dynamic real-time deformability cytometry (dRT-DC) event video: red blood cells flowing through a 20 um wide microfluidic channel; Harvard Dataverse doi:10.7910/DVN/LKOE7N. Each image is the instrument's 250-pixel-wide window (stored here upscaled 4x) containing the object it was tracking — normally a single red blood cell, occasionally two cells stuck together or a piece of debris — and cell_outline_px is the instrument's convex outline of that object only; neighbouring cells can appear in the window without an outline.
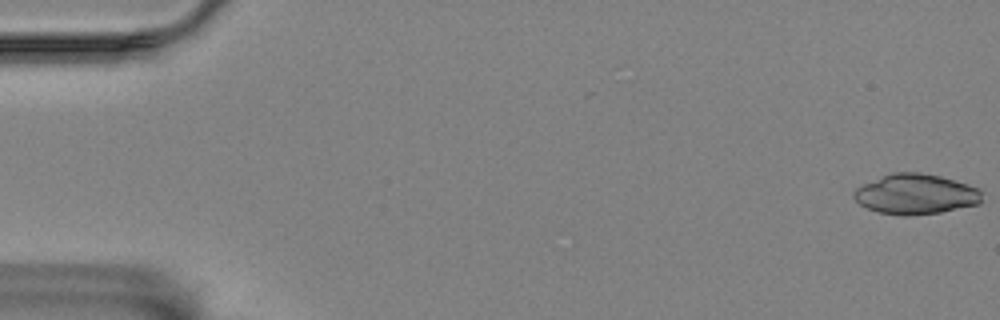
{"species": "Egyptian fruit bat (a non-hibernating species)", "species_latin": "Rousettus aegyptiacus", "temperature_condition": "room temperature", "stored_images_in_passage": 57, "camera_frame_rate_fps": 3000, "um_per_image_px": 0.085, "animal": {"sex": "female"}, "frame": {"image": 1, "passage_image": 1, "time_ms": 0.0, "image_size_px": [1000, 320], "cell_outline_px": [[980, 200], [976, 204], [940, 212], [880, 212], [868, 208], [860, 204], [852, 196], [852, 192], [856, 188], [864, 184], [892, 172], [920, 172], [940, 176], [968, 184], [976, 188], [980, 192]], "centroid_in_image_um": [77.8, 16.44], "position_along_channel_um": 7.2, "area_um2": 28.67}}
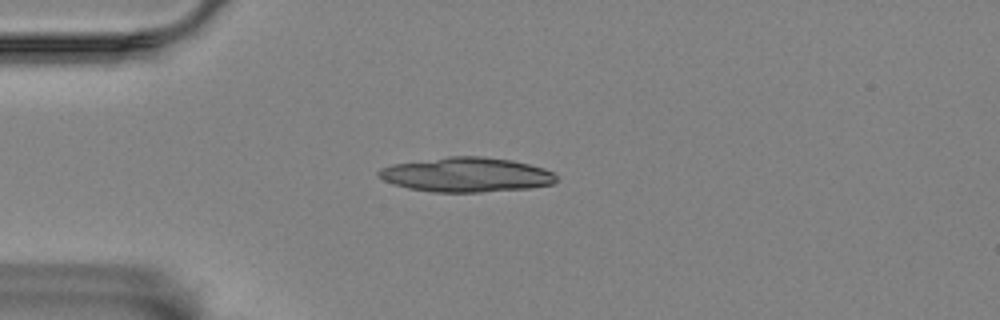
{"frame": {"image": 2, "passage_image": 15, "time_ms": 4.667, "image_size_px": [1000, 320], "cell_outline_px": [[556, 180], [552, 184], [528, 188], [480, 192], [432, 192], [408, 188], [384, 180], [376, 176], [376, 172], [380, 168], [392, 164], [448, 156], [480, 156], [512, 160], [544, 168], [552, 172], [556, 176]], "centroid_in_image_um": [39.6, 14.84], "position_along_channel_um": 45.4, "area_um2": 35.72}}